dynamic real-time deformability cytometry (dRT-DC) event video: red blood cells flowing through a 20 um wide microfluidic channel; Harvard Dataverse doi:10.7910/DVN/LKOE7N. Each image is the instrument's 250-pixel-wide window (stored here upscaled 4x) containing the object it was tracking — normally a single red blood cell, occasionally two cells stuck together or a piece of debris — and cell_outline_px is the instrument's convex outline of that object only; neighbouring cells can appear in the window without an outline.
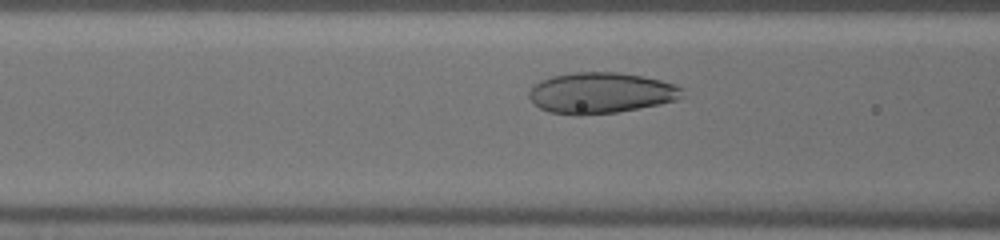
{"species": "human", "species_latin": "Homo sapiens", "temperature_condition": "warm", "stored_images_in_passage": 36, "camera_frame_rate_fps": 3000, "um_per_image_px": 0.085, "donor": {"sex": "male"}, "frame": {"image": 1, "passage_image": 16, "time_ms": 5.0, "image_size_px": [1000, 240], "cell_outline_px": [[684, 88], [680, 96], [676, 100], [660, 104], [616, 112], [580, 116], [576, 116], [548, 112], [540, 108], [528, 96], [528, 92], [540, 80], [552, 76], [576, 72], [616, 72], [644, 76], [660, 80]], "centroid_in_image_um": [51.05, 7.9], "position_along_channel_um": 115.6, "area_um2": 36.47}}
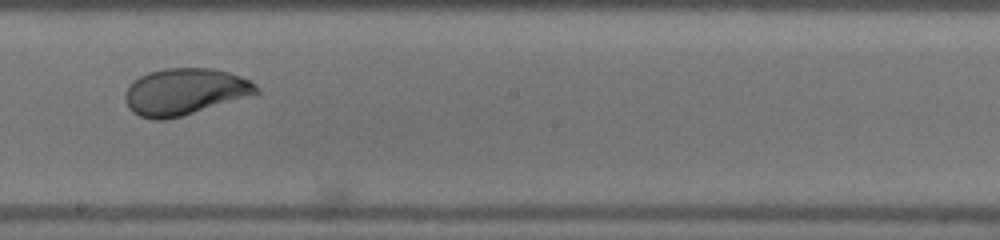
{"frame": {"image": 2, "passage_image": 24, "time_ms": 7.667, "image_size_px": [1000, 240], "cell_outline_px": [[260, 92], [180, 116], [164, 120], [152, 120], [140, 116], [132, 112], [128, 108], [124, 100], [124, 92], [128, 84], [132, 80], [148, 72], [164, 68], [212, 68], [228, 72], [252, 80], [256, 84]], "centroid_in_image_um": [15.63, 7.78], "position_along_channel_um": 232.6, "area_um2": 35.6}}
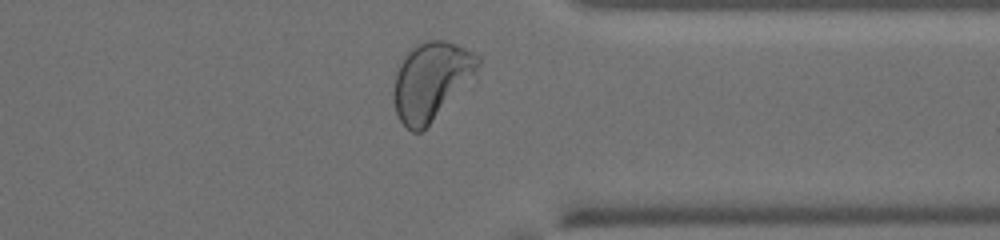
{"frame": {"image": 3, "passage_image": 34, "time_ms": 11.0, "image_size_px": [1000, 240], "cell_outline_px": [[480, 64], [432, 120], [420, 132], [412, 132], [400, 120], [396, 112], [392, 100], [392, 92], [396, 72], [404, 56], [412, 48], [424, 40], [444, 40], [456, 44], [480, 56]], "centroid_in_image_um": [36.55, 6.84], "position_along_channel_um": 374.8, "area_um2": 36.82}}